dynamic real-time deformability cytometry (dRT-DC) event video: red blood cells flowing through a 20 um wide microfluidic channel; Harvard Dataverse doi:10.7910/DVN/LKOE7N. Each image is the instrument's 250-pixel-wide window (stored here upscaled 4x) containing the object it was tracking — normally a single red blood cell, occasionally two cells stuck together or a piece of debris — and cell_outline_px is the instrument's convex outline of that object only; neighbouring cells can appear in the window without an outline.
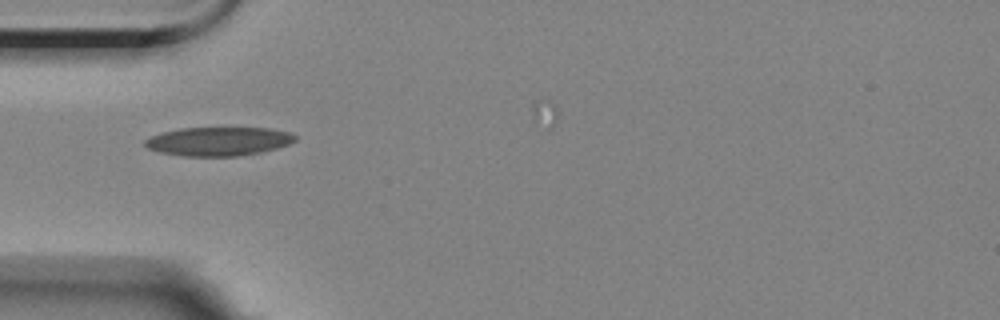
{"species": "Egyptian fruit bat (a non-hibernating species)", "species_latin": "Rousettus aegyptiacus", "temperature_condition": "room temperature", "stored_images_in_passage": 4, "camera_frame_rate_fps": 3000, "um_per_image_px": 0.085, "animal": {"sex": "female"}, "frame": {"image": 1, "passage_image": 1, "time_ms": 0.0, "image_size_px": [1000, 320], "cell_outline_px": [[296, 140], [288, 144], [276, 148], [260, 152], [240, 156], [184, 156], [160, 152], [148, 148], [144, 144], [144, 140], [152, 136], [164, 132], [180, 128], [268, 128], [288, 132], [296, 136]], "centroid_in_image_um": [18.57, 12.02], "position_along_channel_um": 66.4, "area_um2": 24.97}}
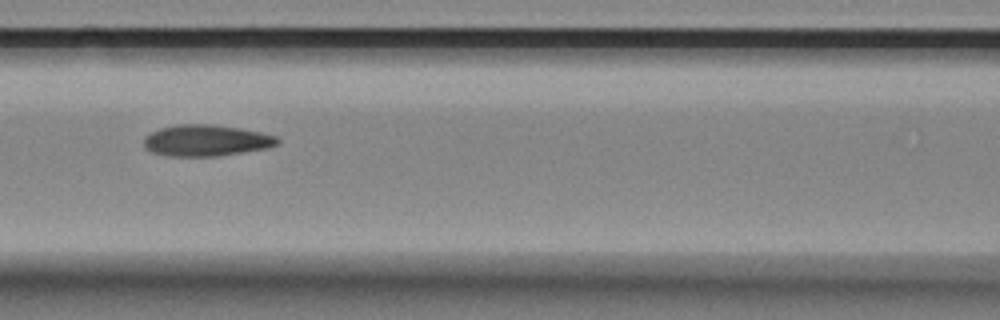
{"frame": {"image": 2, "passage_image": 3, "time_ms": 2.333, "image_size_px": [1000, 320], "cell_outline_px": [[280, 144], [268, 148], [216, 156], [168, 156], [152, 152], [144, 148], [144, 136], [160, 128], [176, 124], [208, 124], [240, 128], [260, 132], [276, 136], [280, 140]], "centroid_in_image_um": [17.52, 11.94], "position_along_channel_um": 149.1, "area_um2": 24.45}}
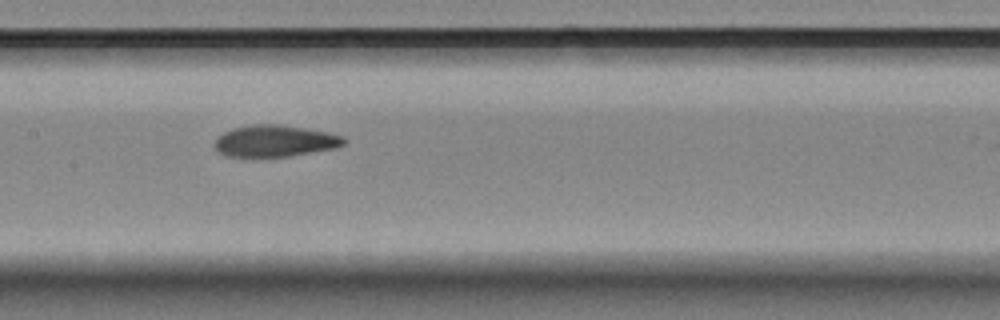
{"frame": {"image": 3, "passage_image": 4, "time_ms": 3.333, "image_size_px": [1000, 320], "cell_outline_px": [[348, 140], [344, 144], [336, 148], [288, 156], [228, 156], [220, 152], [216, 148], [216, 140], [224, 132], [232, 128], [252, 124], [280, 124], [328, 132], [344, 136]], "centroid_in_image_um": [23.43, 11.96], "position_along_channel_um": 184.0, "area_um2": 23.58}}